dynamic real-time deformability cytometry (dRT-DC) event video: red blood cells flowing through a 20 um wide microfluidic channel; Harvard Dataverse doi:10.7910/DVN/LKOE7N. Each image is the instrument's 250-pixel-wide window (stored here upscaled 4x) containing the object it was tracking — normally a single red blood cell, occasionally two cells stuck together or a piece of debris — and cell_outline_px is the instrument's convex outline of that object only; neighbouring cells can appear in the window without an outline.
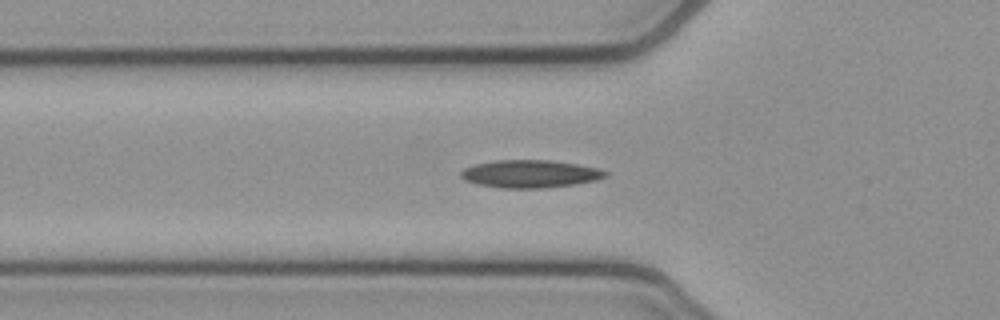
{"species": "common noctule bat (a hibernating species)", "species_latin": "Nyctalus noctula", "temperature_condition": "cold", "stored_images_in_passage": 41, "segment_of_instrument_passage": [1, 2], "camera_frame_rate_fps": 3000, "um_per_image_px": 0.085, "animal": {"sex": "female", "body_mass_g": 21.9}, "frame": {"image": 1, "passage_image": 5, "time_ms": 1.333, "image_size_px": [1000, 320], "cell_outline_px": [[608, 176], [596, 180], [576, 184], [544, 188], [500, 188], [476, 184], [464, 180], [460, 176], [460, 172], [464, 168], [472, 164], [496, 160], [552, 160], [600, 168], [608, 172]], "centroid_in_image_um": [45.05, 14.78], "position_along_channel_um": 80.8, "area_um2": 23.64}}
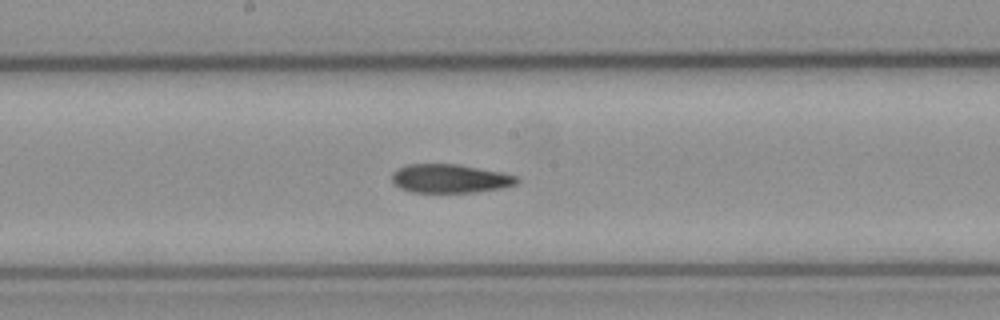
{"frame": {"image": 2, "passage_image": 15, "time_ms": 4.667, "image_size_px": [1000, 320], "cell_outline_px": [[520, 180], [516, 184], [504, 188], [476, 192], [412, 192], [400, 188], [392, 184], [392, 172], [396, 168], [408, 164], [456, 164], [500, 172], [516, 176]], "centroid_in_image_um": [38.21, 15.18], "position_along_channel_um": 210.0, "area_um2": 20.98}}
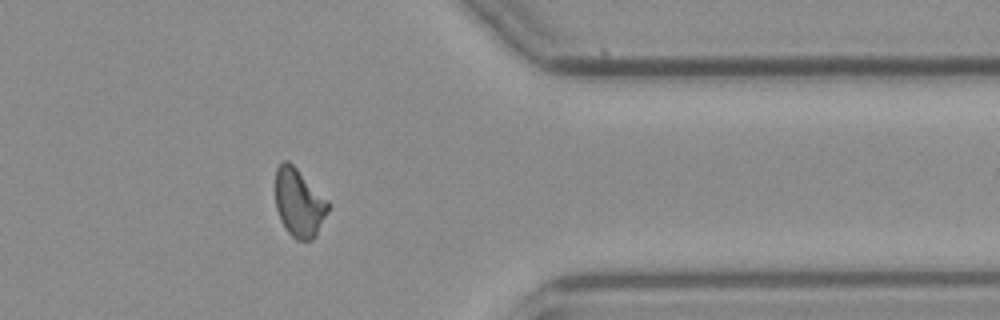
{"frame": {"image": 3, "passage_image": 30, "time_ms": 9.667, "image_size_px": [1000, 320], "cell_outline_px": [[332, 204], [316, 236], [312, 240], [296, 240], [288, 232], [280, 220], [276, 208], [276, 168], [284, 160], [288, 160]], "centroid_in_image_um": [25.44, 17.26], "position_along_channel_um": 386.0, "area_um2": 20.98}}